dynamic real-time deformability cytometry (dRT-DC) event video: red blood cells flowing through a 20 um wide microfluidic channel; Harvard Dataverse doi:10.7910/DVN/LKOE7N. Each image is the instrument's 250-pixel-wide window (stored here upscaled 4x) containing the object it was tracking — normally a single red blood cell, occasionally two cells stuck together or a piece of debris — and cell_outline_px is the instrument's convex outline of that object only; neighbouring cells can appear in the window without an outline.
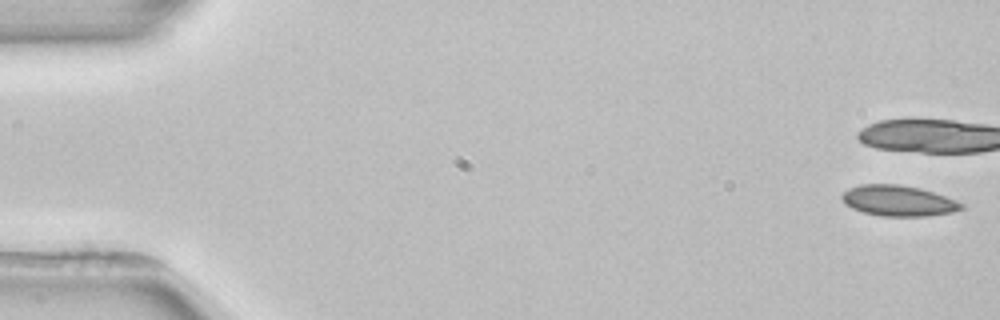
{"species": "common noctule bat (a hibernating species)", "species_latin": "Nyctalus noctula", "temperature_condition": "room temperature", "stored_images_in_passage": 5, "camera_frame_rate_fps": 3000, "um_per_image_px": 0.085, "animal": {"sex": "female", "body_mass_g": 22.7, "forearm_length_mm": 54.2}, "frame": {"image": 1, "passage_image": 1, "time_ms": 0.0, "image_size_px": [1000, 320], "cell_outline_px": [[964, 208], [952, 212], [928, 216], [880, 216], [864, 212], [852, 208], [844, 204], [840, 196], [848, 188], [860, 184], [900, 184], [920, 188], [956, 200], [964, 204]], "centroid_in_image_um": [76.33, 17.06], "position_along_channel_um": 8.7, "area_um2": 21.44}}
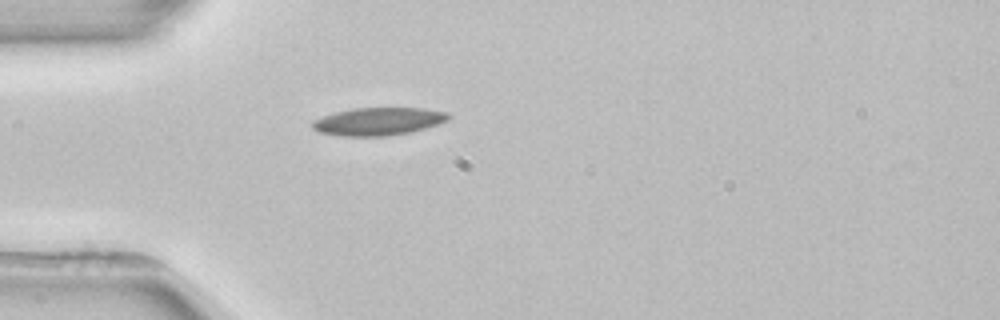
{"frame": {"image": 2, "passage_image": 5, "time_ms": 7.333, "image_size_px": [1000, 320], "cell_outline_px": [[452, 116], [448, 120], [412, 132], [388, 136], [340, 136], [320, 132], [312, 128], [312, 120], [336, 112], [352, 108], [424, 108], [448, 112]], "centroid_in_image_um": [32.17, 10.32], "position_along_channel_um": 52.8, "area_um2": 22.08}}